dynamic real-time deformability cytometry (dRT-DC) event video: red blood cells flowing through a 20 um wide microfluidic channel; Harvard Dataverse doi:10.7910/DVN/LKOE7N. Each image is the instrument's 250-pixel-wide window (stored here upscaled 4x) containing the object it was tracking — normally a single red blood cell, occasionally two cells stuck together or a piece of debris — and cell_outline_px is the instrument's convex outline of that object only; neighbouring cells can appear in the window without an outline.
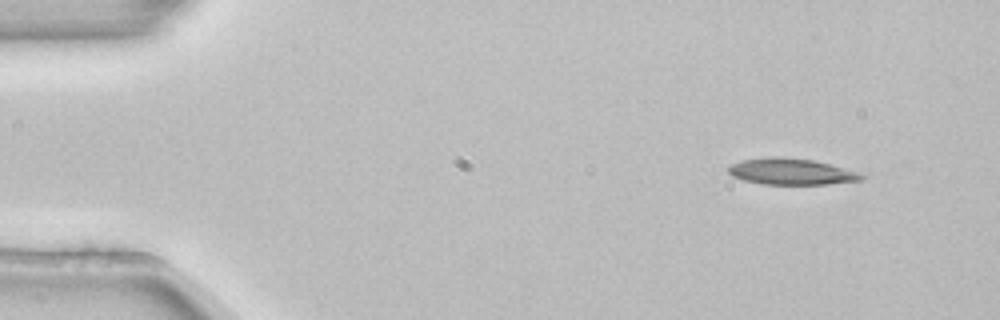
{"species": "common noctule bat (a hibernating species)", "species_latin": "Nyctalus noctula", "temperature_condition": "room temperature", "stored_images_in_passage": 6, "camera_frame_rate_fps": 3000, "um_per_image_px": 0.085, "animal": {"sex": "female", "body_mass_g": 22.7, "forearm_length_mm": 54.2}, "frame": {"image": 1, "passage_image": 1, "time_ms": 0.0, "image_size_px": [1000, 320], "cell_outline_px": [[868, 176], [864, 180], [828, 184], [760, 184], [744, 180], [732, 176], [728, 172], [728, 168], [732, 164], [740, 160], [776, 156], [812, 160], [864, 172]], "centroid_in_image_um": [67.34, 14.59], "position_along_channel_um": 17.7, "area_um2": 20.63}}
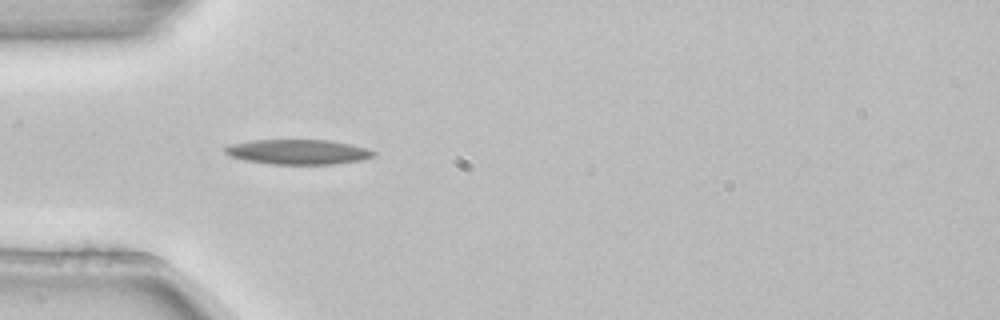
{"frame": {"image": 2, "passage_image": 4, "time_ms": 1.0, "image_size_px": [1000, 320], "cell_outline_px": [[376, 152], [372, 156], [360, 160], [332, 164], [272, 164], [244, 160], [232, 156], [224, 152], [224, 148], [232, 144], [252, 140], [328, 140], [348, 144], [364, 148]], "centroid_in_image_um": [25.29, 12.91], "position_along_channel_um": 59.7, "area_um2": 21.15}}